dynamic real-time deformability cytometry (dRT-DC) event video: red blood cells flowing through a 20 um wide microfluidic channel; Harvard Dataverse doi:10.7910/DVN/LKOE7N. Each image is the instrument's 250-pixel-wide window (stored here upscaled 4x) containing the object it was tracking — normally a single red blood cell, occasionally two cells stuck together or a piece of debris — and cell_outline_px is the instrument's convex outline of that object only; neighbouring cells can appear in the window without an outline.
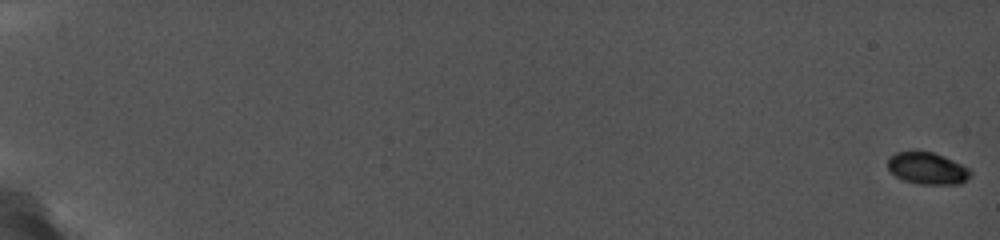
{"species": "common noctule bat (a hibernating species)", "species_latin": "Nyctalus noctula", "temperature_condition": "cold", "stored_images_in_passage": 22, "camera_frame_rate_fps": 5000, "um_per_image_px": 0.085, "animal": {"sex": "female", "body_mass_g": 19.0, "forearm_length_mm": 56.7}, "frame": {"image": 1, "passage_image": 1, "time_ms": 0.0, "image_size_px": [1000, 240], "cell_outline_px": [[972, 176], [960, 184], [920, 184], [904, 180], [896, 176], [888, 168], [888, 156], [896, 152], [912, 148], [916, 148], [932, 152], [944, 156], [968, 168], [972, 172]], "centroid_in_image_um": [78.79, 14.26], "position_along_channel_um": 6.2, "area_um2": 15.84}}
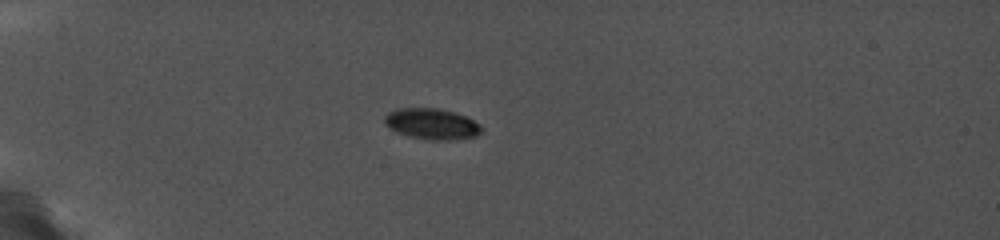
{"frame": {"image": 2, "passage_image": 15, "time_ms": 6.2, "image_size_px": [1000, 240], "cell_outline_px": [[480, 132], [476, 136], [456, 140], [424, 140], [408, 136], [396, 132], [388, 128], [384, 124], [384, 116], [388, 112], [400, 108], [432, 108], [452, 112], [464, 116], [480, 124]], "centroid_in_image_um": [36.64, 10.55], "position_along_channel_um": 48.4, "area_um2": 17.46}}
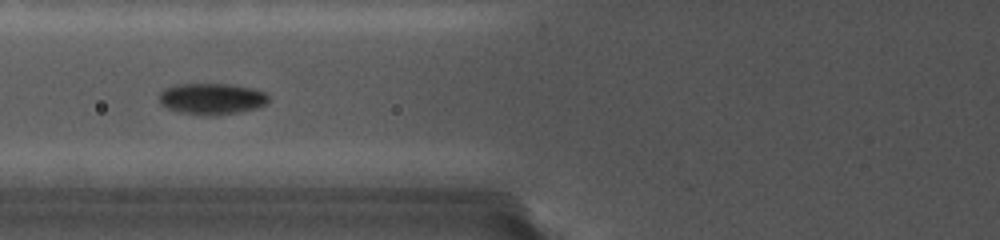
{"frame": {"image": 3, "passage_image": 21, "time_ms": 8.8, "image_size_px": [1000, 240], "cell_outline_px": [[268, 100], [260, 108], [216, 116], [208, 116], [176, 112], [160, 104], [160, 92], [168, 88], [184, 84], [224, 84], [248, 88], [264, 92], [268, 96]], "centroid_in_image_um": [17.99, 8.43], "position_along_channel_um": 107.8, "area_um2": 19.71}}